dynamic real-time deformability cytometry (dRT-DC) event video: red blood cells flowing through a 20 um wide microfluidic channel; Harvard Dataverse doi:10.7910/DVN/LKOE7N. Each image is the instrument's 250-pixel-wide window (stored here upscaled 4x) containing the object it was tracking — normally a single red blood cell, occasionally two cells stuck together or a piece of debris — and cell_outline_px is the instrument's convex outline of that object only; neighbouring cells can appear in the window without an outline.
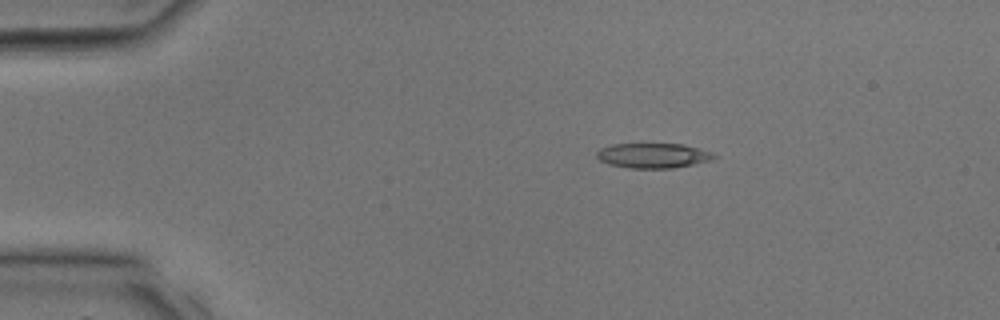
{"species": "common noctule bat (a hibernating species)", "species_latin": "Nyctalus noctula", "temperature_condition": "room temperature", "stored_images_in_passage": 3, "camera_frame_rate_fps": 3000, "um_per_image_px": 0.085, "animal": {"sex": "male", "body_mass_g": 17.9, "forearm_length_mm": 54.2}, "frame": {"image": 1, "passage_image": 3, "time_ms": 0.667, "image_size_px": [1000, 320], "cell_outline_px": [[720, 156], [712, 160], [672, 168], [628, 168], [608, 164], [600, 160], [596, 156], [596, 152], [600, 148], [612, 144], [684, 144], [700, 148], [712, 152]], "centroid_in_image_um": [55.54, 13.22], "position_along_channel_um": 29.5, "area_um2": 17.17}}